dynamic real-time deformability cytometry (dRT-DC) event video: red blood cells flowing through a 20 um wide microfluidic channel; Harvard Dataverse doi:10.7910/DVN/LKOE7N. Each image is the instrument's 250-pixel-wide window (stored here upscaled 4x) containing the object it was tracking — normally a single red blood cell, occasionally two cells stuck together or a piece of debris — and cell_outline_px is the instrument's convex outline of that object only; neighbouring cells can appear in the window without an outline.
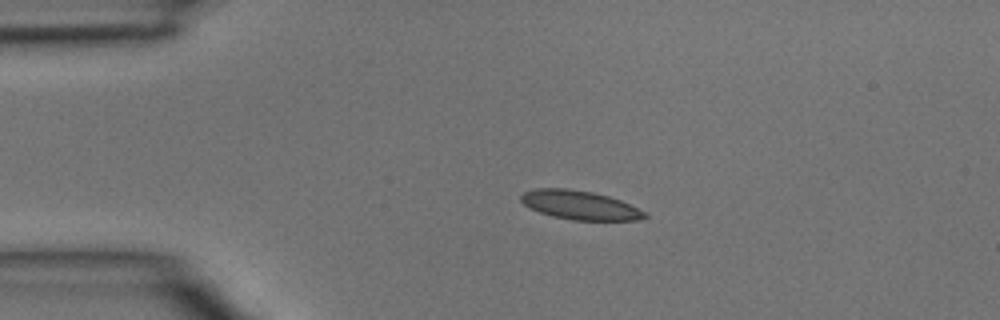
{"species": "common noctule bat (a hibernating species)", "species_latin": "Nyctalus noctula", "temperature_condition": "room temperature", "stored_images_in_passage": 2, "camera_frame_rate_fps": 3000, "um_per_image_px": 0.085, "animal": {"sex": "male", "body_mass_g": 15.6}, "frame": {"image": 1, "passage_image": 1, "time_ms": 0.0, "image_size_px": [1000, 320], "cell_outline_px": [[648, 216], [636, 220], [572, 220], [552, 216], [540, 212], [524, 204], [520, 200], [520, 196], [524, 192], [536, 188], [568, 188], [592, 192], [608, 196], [620, 200], [644, 212]], "centroid_in_image_um": [49.25, 17.43], "position_along_channel_um": 35.8, "area_um2": 20.58}}